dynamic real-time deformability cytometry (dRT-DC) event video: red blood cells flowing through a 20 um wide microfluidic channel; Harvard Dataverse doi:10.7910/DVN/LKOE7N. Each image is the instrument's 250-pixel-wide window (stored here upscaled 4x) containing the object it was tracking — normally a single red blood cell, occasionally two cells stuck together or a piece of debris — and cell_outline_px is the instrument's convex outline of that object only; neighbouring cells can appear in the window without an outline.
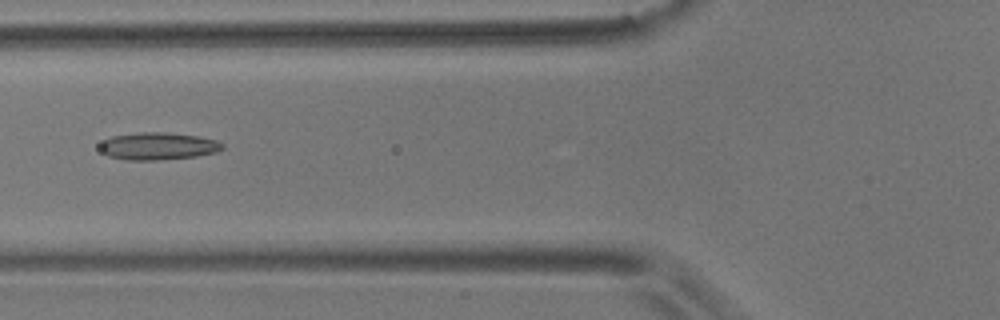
{"species": "common noctule bat (a hibernating species)", "species_latin": "Nyctalus noctula", "temperature_condition": "room temperature", "stored_images_in_passage": 6, "camera_frame_rate_fps": 3000, "um_per_image_px": 0.085, "animal": {"sex": "male", "body_mass_g": 17.9}, "frame": {"image": 1, "passage_image": 6, "time_ms": 5.667, "image_size_px": [1000, 320], "cell_outline_px": [[224, 148], [216, 152], [196, 156], [156, 160], [128, 160], [108, 156], [100, 148], [100, 144], [104, 140], [112, 136], [140, 132], [164, 132], [200, 136], [216, 140], [224, 144]], "centroid_in_image_um": [13.46, 12.41], "position_along_channel_um": 112.3, "area_um2": 19.48}}